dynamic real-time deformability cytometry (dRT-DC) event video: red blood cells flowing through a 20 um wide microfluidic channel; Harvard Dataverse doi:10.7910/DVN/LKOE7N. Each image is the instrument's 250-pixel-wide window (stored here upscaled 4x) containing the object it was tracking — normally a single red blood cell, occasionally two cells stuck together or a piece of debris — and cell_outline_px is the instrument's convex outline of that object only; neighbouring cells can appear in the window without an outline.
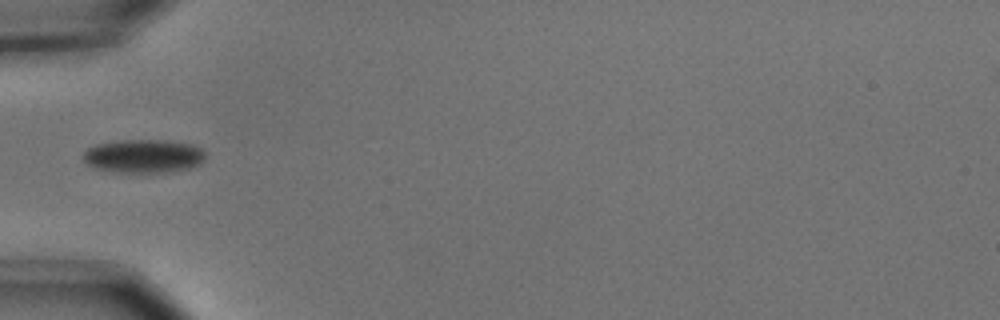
{"species": "common noctule bat (a hibernating species)", "species_latin": "Nyctalus noctula", "temperature_condition": "cold", "stored_images_in_passage": 6, "camera_frame_rate_fps": 3000, "um_per_image_px": 0.085, "animal": {"sex": "male", "body_mass_g": 15.6}, "frame": {"image": 1, "passage_image": 6, "time_ms": 1.667, "image_size_px": [1000, 320], "cell_outline_px": [[204, 160], [200, 164], [188, 168], [172, 172], [116, 172], [96, 168], [88, 164], [84, 160], [84, 152], [88, 148], [96, 144], [120, 140], [164, 140], [192, 144], [200, 148], [204, 152]], "centroid_in_image_um": [12.22, 13.26], "position_along_channel_um": 72.8, "area_um2": 23.76}}